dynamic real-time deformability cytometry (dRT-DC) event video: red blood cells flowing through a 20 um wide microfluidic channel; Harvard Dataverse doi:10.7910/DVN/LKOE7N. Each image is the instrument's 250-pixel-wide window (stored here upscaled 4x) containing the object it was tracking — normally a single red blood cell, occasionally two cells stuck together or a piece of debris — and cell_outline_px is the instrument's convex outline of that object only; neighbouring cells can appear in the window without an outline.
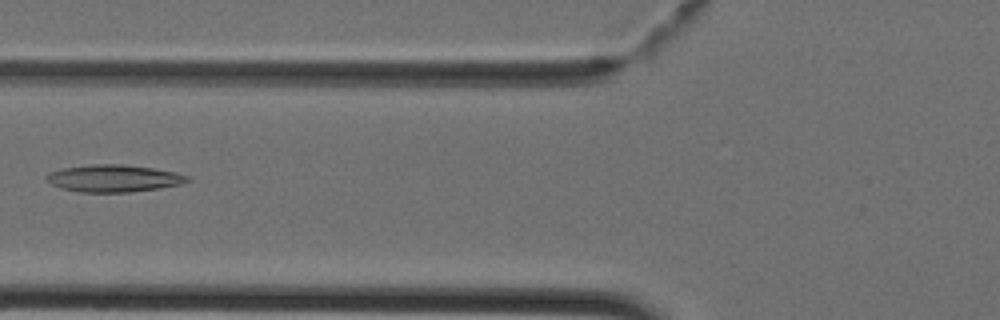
{"species": "Egyptian fruit bat (a non-hibernating species)", "species_latin": "Rousettus aegyptiacus", "temperature_condition": "cold", "stored_images_in_passage": 43, "camera_frame_rate_fps": 3000, "um_per_image_px": 0.085, "animal": {"sex": "female"}, "frame": {"image": 1, "passage_image": 17, "time_ms": 5.333, "image_size_px": [1000, 320], "cell_outline_px": [[192, 180], [180, 184], [160, 188], [128, 192], [80, 192], [60, 188], [52, 184], [44, 176], [60, 168], [88, 164], [124, 164], [152, 168], [176, 172], [192, 176]], "centroid_in_image_um": [9.69, 15.15], "position_along_channel_um": 116.1, "area_um2": 22.48}}
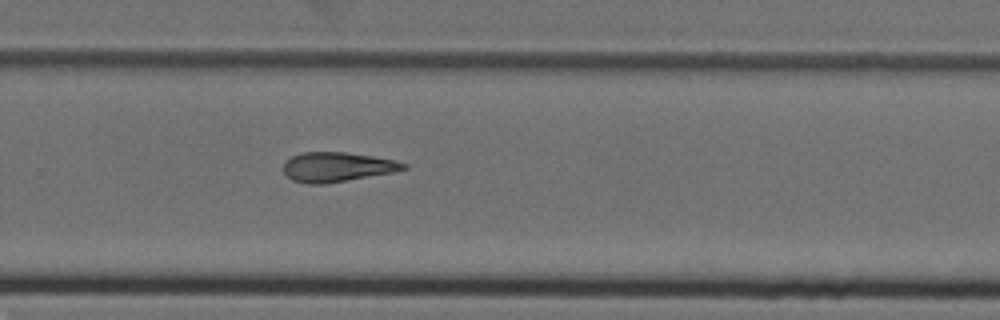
{"frame": {"image": 2, "passage_image": 29, "time_ms": 9.333, "image_size_px": [1000, 320], "cell_outline_px": [[408, 168], [396, 172], [324, 184], [308, 184], [292, 180], [284, 172], [284, 160], [300, 152], [344, 152], [372, 156], [396, 160], [408, 164]], "centroid_in_image_um": [28.67, 14.19], "position_along_channel_um": 301.1, "area_um2": 20.87}}
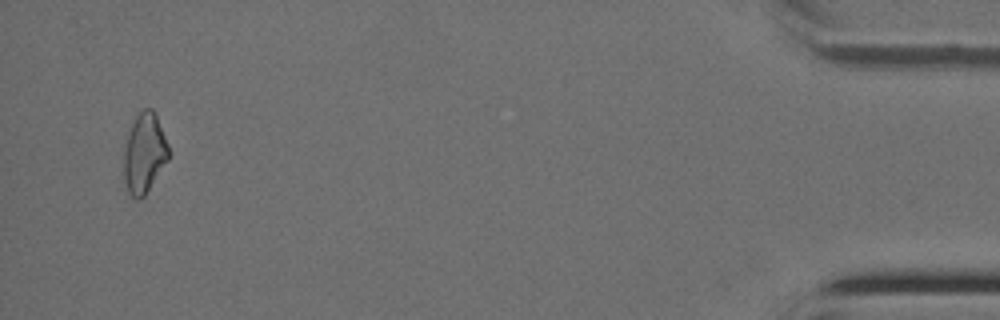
{"frame": {"image": 3, "passage_image": 42, "time_ms": 13.667, "image_size_px": [1000, 320], "cell_outline_px": [[168, 160], [144, 196], [140, 200], [136, 200], [128, 192], [124, 180], [124, 148], [132, 124], [136, 116], [144, 108], [152, 108], [156, 112], [168, 144]], "centroid_in_image_um": [12.27, 13.02], "position_along_channel_um": 422.9, "area_um2": 20.75}}